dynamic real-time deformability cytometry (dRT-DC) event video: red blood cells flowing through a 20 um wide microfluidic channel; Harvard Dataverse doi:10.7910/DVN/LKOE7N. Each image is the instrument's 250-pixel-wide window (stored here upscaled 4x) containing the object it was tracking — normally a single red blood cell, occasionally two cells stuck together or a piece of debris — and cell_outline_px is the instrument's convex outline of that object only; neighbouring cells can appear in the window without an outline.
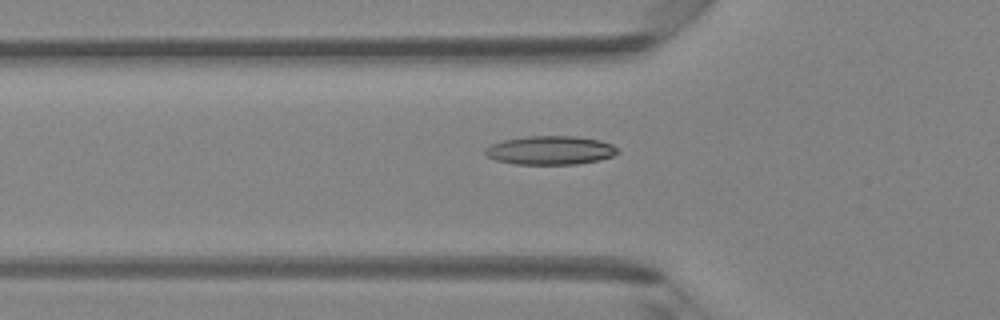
{"species": "Egyptian fruit bat (a non-hibernating species)", "species_latin": "Rousettus aegyptiacus", "temperature_condition": "room temperature", "stored_images_in_passage": 44, "camera_frame_rate_fps": 3000, "um_per_image_px": 0.085, "animal": {"sex": "female"}, "frame": {"image": 1, "passage_image": 17, "time_ms": 5.333, "image_size_px": [1000, 320], "cell_outline_px": [[620, 152], [612, 156], [600, 160], [576, 164], [516, 164], [496, 160], [488, 156], [484, 152], [492, 144], [504, 140], [528, 136], [576, 136], [600, 140], [612, 144], [620, 148]], "centroid_in_image_um": [46.85, 12.77], "position_along_channel_um": 78.9, "area_um2": 22.14}}
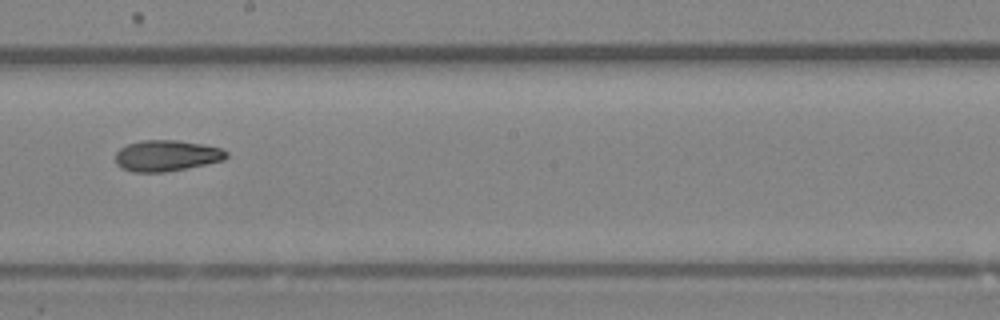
{"frame": {"image": 2, "passage_image": 28, "time_ms": 9.0, "image_size_px": [1000, 320], "cell_outline_px": [[228, 156], [224, 160], [164, 172], [132, 172], [120, 168], [116, 164], [116, 152], [120, 148], [128, 144], [144, 140], [176, 140], [200, 144], [220, 148], [228, 152]], "centroid_in_image_um": [14.12, 13.23], "position_along_channel_um": 234.1, "area_um2": 19.88}}
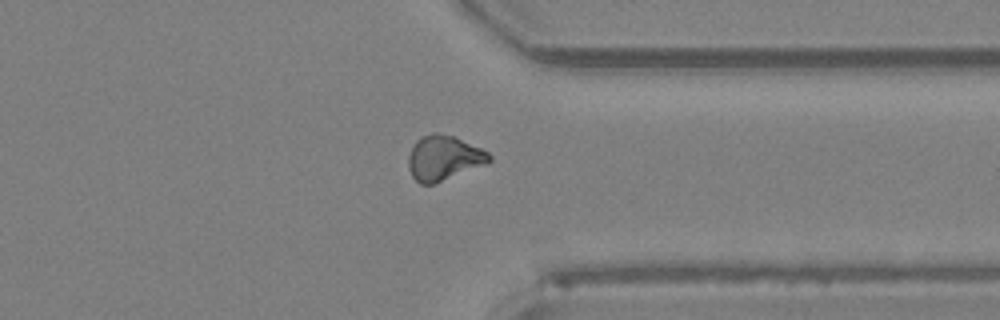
{"frame": {"image": 3, "passage_image": 38, "time_ms": 12.333, "image_size_px": [1000, 320], "cell_outline_px": [[492, 160], [488, 164], [432, 184], [420, 184], [412, 176], [408, 168], [408, 156], [416, 140], [432, 132], [436, 132], [452, 136], [480, 148], [488, 152], [492, 156]], "centroid_in_image_um": [37.72, 13.43], "position_along_channel_um": 373.7, "area_um2": 20.98}, "authors_computed_cell_mechanics": {"area_um2": 20.4034, "velocity_mm_per_s": 4.2434, "shape_relaxation_time_tau1_ms": 11.3734, "shape_relaxation_time_tau2_ms": 7.1722, "deformation_change_tau1": 0.2224, "deformation_change_tau2": 0.1614}}